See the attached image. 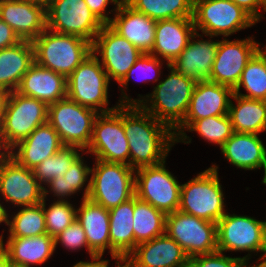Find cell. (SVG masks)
Segmentation results:
<instances>
[{"instance_id": "1", "label": "cell", "mask_w": 266, "mask_h": 267, "mask_svg": "<svg viewBox=\"0 0 266 267\" xmlns=\"http://www.w3.org/2000/svg\"><path fill=\"white\" fill-rule=\"evenodd\" d=\"M123 129L134 170L166 161L176 143L174 132L138 104H123Z\"/></svg>"}, {"instance_id": "2", "label": "cell", "mask_w": 266, "mask_h": 267, "mask_svg": "<svg viewBox=\"0 0 266 267\" xmlns=\"http://www.w3.org/2000/svg\"><path fill=\"white\" fill-rule=\"evenodd\" d=\"M167 68L166 79L159 81L151 94H139L142 99H137V104L174 132L184 122L196 81L170 65Z\"/></svg>"}, {"instance_id": "3", "label": "cell", "mask_w": 266, "mask_h": 267, "mask_svg": "<svg viewBox=\"0 0 266 267\" xmlns=\"http://www.w3.org/2000/svg\"><path fill=\"white\" fill-rule=\"evenodd\" d=\"M35 62L66 78L91 53V43L81 37L45 29L32 41Z\"/></svg>"}, {"instance_id": "4", "label": "cell", "mask_w": 266, "mask_h": 267, "mask_svg": "<svg viewBox=\"0 0 266 267\" xmlns=\"http://www.w3.org/2000/svg\"><path fill=\"white\" fill-rule=\"evenodd\" d=\"M47 120L46 103L23 96L16 91L6 93L0 125V139L6 151H10L17 143L26 139Z\"/></svg>"}, {"instance_id": "5", "label": "cell", "mask_w": 266, "mask_h": 267, "mask_svg": "<svg viewBox=\"0 0 266 267\" xmlns=\"http://www.w3.org/2000/svg\"><path fill=\"white\" fill-rule=\"evenodd\" d=\"M218 166L199 173L185 184H181L179 211L217 223L225 214L222 185Z\"/></svg>"}, {"instance_id": "6", "label": "cell", "mask_w": 266, "mask_h": 267, "mask_svg": "<svg viewBox=\"0 0 266 267\" xmlns=\"http://www.w3.org/2000/svg\"><path fill=\"white\" fill-rule=\"evenodd\" d=\"M88 199L111 210L135 196V170L124 163L96 159Z\"/></svg>"}, {"instance_id": "7", "label": "cell", "mask_w": 266, "mask_h": 267, "mask_svg": "<svg viewBox=\"0 0 266 267\" xmlns=\"http://www.w3.org/2000/svg\"><path fill=\"white\" fill-rule=\"evenodd\" d=\"M109 83L99 57L91 52L67 77V98L98 113L112 112L120 104L108 107Z\"/></svg>"}, {"instance_id": "8", "label": "cell", "mask_w": 266, "mask_h": 267, "mask_svg": "<svg viewBox=\"0 0 266 267\" xmlns=\"http://www.w3.org/2000/svg\"><path fill=\"white\" fill-rule=\"evenodd\" d=\"M193 24L210 38L229 37L257 22L230 0H193Z\"/></svg>"}, {"instance_id": "9", "label": "cell", "mask_w": 266, "mask_h": 267, "mask_svg": "<svg viewBox=\"0 0 266 267\" xmlns=\"http://www.w3.org/2000/svg\"><path fill=\"white\" fill-rule=\"evenodd\" d=\"M98 115L97 111L65 98L48 106L47 122L59 134L63 145L85 151L90 144Z\"/></svg>"}, {"instance_id": "10", "label": "cell", "mask_w": 266, "mask_h": 267, "mask_svg": "<svg viewBox=\"0 0 266 267\" xmlns=\"http://www.w3.org/2000/svg\"><path fill=\"white\" fill-rule=\"evenodd\" d=\"M85 0H48L46 28L61 34L81 37L91 44L103 27Z\"/></svg>"}, {"instance_id": "11", "label": "cell", "mask_w": 266, "mask_h": 267, "mask_svg": "<svg viewBox=\"0 0 266 267\" xmlns=\"http://www.w3.org/2000/svg\"><path fill=\"white\" fill-rule=\"evenodd\" d=\"M84 152L92 153L102 161L130 166V149L123 129V104L112 112L99 113L94 122L90 144Z\"/></svg>"}, {"instance_id": "12", "label": "cell", "mask_w": 266, "mask_h": 267, "mask_svg": "<svg viewBox=\"0 0 266 267\" xmlns=\"http://www.w3.org/2000/svg\"><path fill=\"white\" fill-rule=\"evenodd\" d=\"M165 162L135 170V196L167 215L179 209L181 184Z\"/></svg>"}, {"instance_id": "13", "label": "cell", "mask_w": 266, "mask_h": 267, "mask_svg": "<svg viewBox=\"0 0 266 267\" xmlns=\"http://www.w3.org/2000/svg\"><path fill=\"white\" fill-rule=\"evenodd\" d=\"M165 233L189 258L217 251V224L179 210L166 215Z\"/></svg>"}, {"instance_id": "14", "label": "cell", "mask_w": 266, "mask_h": 267, "mask_svg": "<svg viewBox=\"0 0 266 267\" xmlns=\"http://www.w3.org/2000/svg\"><path fill=\"white\" fill-rule=\"evenodd\" d=\"M216 224L218 251L258 253L266 246V221L226 213Z\"/></svg>"}, {"instance_id": "15", "label": "cell", "mask_w": 266, "mask_h": 267, "mask_svg": "<svg viewBox=\"0 0 266 267\" xmlns=\"http://www.w3.org/2000/svg\"><path fill=\"white\" fill-rule=\"evenodd\" d=\"M233 94L234 90L225 85L209 80L196 82L184 122L174 131L176 143H191L184 130L195 120L227 115Z\"/></svg>"}, {"instance_id": "16", "label": "cell", "mask_w": 266, "mask_h": 267, "mask_svg": "<svg viewBox=\"0 0 266 267\" xmlns=\"http://www.w3.org/2000/svg\"><path fill=\"white\" fill-rule=\"evenodd\" d=\"M91 52L99 54V62L111 78L119 83L143 53L109 24L103 25L91 44Z\"/></svg>"}, {"instance_id": "17", "label": "cell", "mask_w": 266, "mask_h": 267, "mask_svg": "<svg viewBox=\"0 0 266 267\" xmlns=\"http://www.w3.org/2000/svg\"><path fill=\"white\" fill-rule=\"evenodd\" d=\"M0 194L14 206H33L42 203L44 186L32 169L21 166L7 154L0 160Z\"/></svg>"}, {"instance_id": "18", "label": "cell", "mask_w": 266, "mask_h": 267, "mask_svg": "<svg viewBox=\"0 0 266 267\" xmlns=\"http://www.w3.org/2000/svg\"><path fill=\"white\" fill-rule=\"evenodd\" d=\"M252 37L219 41L209 81L234 89L251 58L261 49Z\"/></svg>"}, {"instance_id": "19", "label": "cell", "mask_w": 266, "mask_h": 267, "mask_svg": "<svg viewBox=\"0 0 266 267\" xmlns=\"http://www.w3.org/2000/svg\"><path fill=\"white\" fill-rule=\"evenodd\" d=\"M0 19L21 40L33 41L46 29V4L36 0H0Z\"/></svg>"}, {"instance_id": "20", "label": "cell", "mask_w": 266, "mask_h": 267, "mask_svg": "<svg viewBox=\"0 0 266 267\" xmlns=\"http://www.w3.org/2000/svg\"><path fill=\"white\" fill-rule=\"evenodd\" d=\"M129 267H189L190 258L166 233L140 243L124 259Z\"/></svg>"}, {"instance_id": "21", "label": "cell", "mask_w": 266, "mask_h": 267, "mask_svg": "<svg viewBox=\"0 0 266 267\" xmlns=\"http://www.w3.org/2000/svg\"><path fill=\"white\" fill-rule=\"evenodd\" d=\"M113 11L115 17L109 25L142 53H150L155 42L157 21L136 11L124 0Z\"/></svg>"}, {"instance_id": "22", "label": "cell", "mask_w": 266, "mask_h": 267, "mask_svg": "<svg viewBox=\"0 0 266 267\" xmlns=\"http://www.w3.org/2000/svg\"><path fill=\"white\" fill-rule=\"evenodd\" d=\"M62 146L64 145L59 134L46 122L39 125L26 139L12 147L8 155L21 166L34 169L45 159L53 156Z\"/></svg>"}, {"instance_id": "23", "label": "cell", "mask_w": 266, "mask_h": 267, "mask_svg": "<svg viewBox=\"0 0 266 267\" xmlns=\"http://www.w3.org/2000/svg\"><path fill=\"white\" fill-rule=\"evenodd\" d=\"M16 92L49 106L67 98V78L34 62L23 75Z\"/></svg>"}, {"instance_id": "24", "label": "cell", "mask_w": 266, "mask_h": 267, "mask_svg": "<svg viewBox=\"0 0 266 267\" xmlns=\"http://www.w3.org/2000/svg\"><path fill=\"white\" fill-rule=\"evenodd\" d=\"M195 32L192 18L159 20L156 22L154 46L149 54L164 59L170 65L185 49Z\"/></svg>"}, {"instance_id": "25", "label": "cell", "mask_w": 266, "mask_h": 267, "mask_svg": "<svg viewBox=\"0 0 266 267\" xmlns=\"http://www.w3.org/2000/svg\"><path fill=\"white\" fill-rule=\"evenodd\" d=\"M196 37H202V35L198 31L195 32L185 49L171 62L170 66L177 72L199 82L210 78L219 41L196 40Z\"/></svg>"}, {"instance_id": "26", "label": "cell", "mask_w": 266, "mask_h": 267, "mask_svg": "<svg viewBox=\"0 0 266 267\" xmlns=\"http://www.w3.org/2000/svg\"><path fill=\"white\" fill-rule=\"evenodd\" d=\"M4 246L3 235L0 245L8 255L11 267H31L46 262L55 251L54 237L47 233L32 237H7Z\"/></svg>"}, {"instance_id": "27", "label": "cell", "mask_w": 266, "mask_h": 267, "mask_svg": "<svg viewBox=\"0 0 266 267\" xmlns=\"http://www.w3.org/2000/svg\"><path fill=\"white\" fill-rule=\"evenodd\" d=\"M224 157L237 168L264 169L262 183L266 185V147L257 134L234 132L220 148Z\"/></svg>"}, {"instance_id": "28", "label": "cell", "mask_w": 266, "mask_h": 267, "mask_svg": "<svg viewBox=\"0 0 266 267\" xmlns=\"http://www.w3.org/2000/svg\"><path fill=\"white\" fill-rule=\"evenodd\" d=\"M76 219L85 231L89 249L96 256H103L106 249L110 253L109 210L83 198Z\"/></svg>"}, {"instance_id": "29", "label": "cell", "mask_w": 266, "mask_h": 267, "mask_svg": "<svg viewBox=\"0 0 266 267\" xmlns=\"http://www.w3.org/2000/svg\"><path fill=\"white\" fill-rule=\"evenodd\" d=\"M133 212L134 197L109 210L110 254L114 260H124L135 249Z\"/></svg>"}, {"instance_id": "30", "label": "cell", "mask_w": 266, "mask_h": 267, "mask_svg": "<svg viewBox=\"0 0 266 267\" xmlns=\"http://www.w3.org/2000/svg\"><path fill=\"white\" fill-rule=\"evenodd\" d=\"M35 62L32 41L22 40L14 46L0 49V90L16 91L23 75Z\"/></svg>"}, {"instance_id": "31", "label": "cell", "mask_w": 266, "mask_h": 267, "mask_svg": "<svg viewBox=\"0 0 266 267\" xmlns=\"http://www.w3.org/2000/svg\"><path fill=\"white\" fill-rule=\"evenodd\" d=\"M228 115L233 131L244 134H258L266 131V101L249 99L233 94Z\"/></svg>"}, {"instance_id": "32", "label": "cell", "mask_w": 266, "mask_h": 267, "mask_svg": "<svg viewBox=\"0 0 266 267\" xmlns=\"http://www.w3.org/2000/svg\"><path fill=\"white\" fill-rule=\"evenodd\" d=\"M165 226L166 214L164 212L134 196L133 231L135 248L140 243L165 234Z\"/></svg>"}, {"instance_id": "33", "label": "cell", "mask_w": 266, "mask_h": 267, "mask_svg": "<svg viewBox=\"0 0 266 267\" xmlns=\"http://www.w3.org/2000/svg\"><path fill=\"white\" fill-rule=\"evenodd\" d=\"M82 158L84 157L80 156L64 176L52 179L47 184V187H50L49 191L44 187V199H47V195L52 192L54 196L58 197V201H66L65 198L67 199L69 196L83 189L86 181L88 184L83 189L85 192L82 199L88 197L90 191V179H88V176H90L91 168L84 163Z\"/></svg>"}, {"instance_id": "34", "label": "cell", "mask_w": 266, "mask_h": 267, "mask_svg": "<svg viewBox=\"0 0 266 267\" xmlns=\"http://www.w3.org/2000/svg\"><path fill=\"white\" fill-rule=\"evenodd\" d=\"M244 87L248 94L240 93ZM234 94L249 99L266 101V46L260 49L246 64L237 86L233 89Z\"/></svg>"}, {"instance_id": "35", "label": "cell", "mask_w": 266, "mask_h": 267, "mask_svg": "<svg viewBox=\"0 0 266 267\" xmlns=\"http://www.w3.org/2000/svg\"><path fill=\"white\" fill-rule=\"evenodd\" d=\"M147 17L159 21L172 18H192L193 0H124Z\"/></svg>"}, {"instance_id": "36", "label": "cell", "mask_w": 266, "mask_h": 267, "mask_svg": "<svg viewBox=\"0 0 266 267\" xmlns=\"http://www.w3.org/2000/svg\"><path fill=\"white\" fill-rule=\"evenodd\" d=\"M7 213L8 237H32L47 233L43 205L23 206L16 214Z\"/></svg>"}, {"instance_id": "37", "label": "cell", "mask_w": 266, "mask_h": 267, "mask_svg": "<svg viewBox=\"0 0 266 267\" xmlns=\"http://www.w3.org/2000/svg\"><path fill=\"white\" fill-rule=\"evenodd\" d=\"M79 151L84 152L79 147L64 145L53 156L38 164L32 170L39 184L41 186L44 183V185H47L52 179L64 176L72 164L81 156Z\"/></svg>"}, {"instance_id": "38", "label": "cell", "mask_w": 266, "mask_h": 267, "mask_svg": "<svg viewBox=\"0 0 266 267\" xmlns=\"http://www.w3.org/2000/svg\"><path fill=\"white\" fill-rule=\"evenodd\" d=\"M186 131H195L205 141L215 143L220 148L234 133L228 114L195 120Z\"/></svg>"}, {"instance_id": "39", "label": "cell", "mask_w": 266, "mask_h": 267, "mask_svg": "<svg viewBox=\"0 0 266 267\" xmlns=\"http://www.w3.org/2000/svg\"><path fill=\"white\" fill-rule=\"evenodd\" d=\"M162 61L163 60L159 59L158 57H155L154 55H151L149 53H143V55H141L139 59L135 62V64L129 69V71L124 76V78L118 83L121 87V91L123 95V96L121 95V99L118 100L119 101L118 103L119 104H137V99L129 98L126 95V93H124L125 92L124 90L128 88L127 85H128V82L130 81L131 76H133L134 74H137L136 71H138L139 75H137V77H134L135 79L137 78L136 80L141 79V81L147 82V80L151 81L152 79H154V81L157 82L159 81L158 78L160 77V74H161L160 70L162 67L161 66ZM154 72L155 74H158L159 76L157 77L153 76Z\"/></svg>"}, {"instance_id": "40", "label": "cell", "mask_w": 266, "mask_h": 267, "mask_svg": "<svg viewBox=\"0 0 266 267\" xmlns=\"http://www.w3.org/2000/svg\"><path fill=\"white\" fill-rule=\"evenodd\" d=\"M41 204L43 205L46 231L49 236H57L76 220L77 209L70 201L57 200L46 208V200L43 199Z\"/></svg>"}, {"instance_id": "41", "label": "cell", "mask_w": 266, "mask_h": 267, "mask_svg": "<svg viewBox=\"0 0 266 267\" xmlns=\"http://www.w3.org/2000/svg\"><path fill=\"white\" fill-rule=\"evenodd\" d=\"M221 251L190 258L189 267H248L251 254L244 257H227Z\"/></svg>"}, {"instance_id": "42", "label": "cell", "mask_w": 266, "mask_h": 267, "mask_svg": "<svg viewBox=\"0 0 266 267\" xmlns=\"http://www.w3.org/2000/svg\"><path fill=\"white\" fill-rule=\"evenodd\" d=\"M55 249L59 242L63 247L69 250H80L82 247H86L91 258L96 256L88 246L85 231L77 219L68 226L63 232L54 237Z\"/></svg>"}, {"instance_id": "43", "label": "cell", "mask_w": 266, "mask_h": 267, "mask_svg": "<svg viewBox=\"0 0 266 267\" xmlns=\"http://www.w3.org/2000/svg\"><path fill=\"white\" fill-rule=\"evenodd\" d=\"M122 0H85L91 12L97 17L104 25L110 24L112 18L107 16L110 11L106 13L109 3H113L117 8Z\"/></svg>"}, {"instance_id": "44", "label": "cell", "mask_w": 266, "mask_h": 267, "mask_svg": "<svg viewBox=\"0 0 266 267\" xmlns=\"http://www.w3.org/2000/svg\"><path fill=\"white\" fill-rule=\"evenodd\" d=\"M237 6L242 8L246 13H248L256 22H259L261 17L259 9L262 7L263 11L266 12V5L263 0H230Z\"/></svg>"}, {"instance_id": "45", "label": "cell", "mask_w": 266, "mask_h": 267, "mask_svg": "<svg viewBox=\"0 0 266 267\" xmlns=\"http://www.w3.org/2000/svg\"><path fill=\"white\" fill-rule=\"evenodd\" d=\"M20 41L15 31L0 19V49L14 46Z\"/></svg>"}, {"instance_id": "46", "label": "cell", "mask_w": 266, "mask_h": 267, "mask_svg": "<svg viewBox=\"0 0 266 267\" xmlns=\"http://www.w3.org/2000/svg\"><path fill=\"white\" fill-rule=\"evenodd\" d=\"M102 258V256H94L91 258L92 261H79L73 267H109V260H103Z\"/></svg>"}, {"instance_id": "47", "label": "cell", "mask_w": 266, "mask_h": 267, "mask_svg": "<svg viewBox=\"0 0 266 267\" xmlns=\"http://www.w3.org/2000/svg\"><path fill=\"white\" fill-rule=\"evenodd\" d=\"M0 267H11L6 251L0 245Z\"/></svg>"}, {"instance_id": "48", "label": "cell", "mask_w": 266, "mask_h": 267, "mask_svg": "<svg viewBox=\"0 0 266 267\" xmlns=\"http://www.w3.org/2000/svg\"><path fill=\"white\" fill-rule=\"evenodd\" d=\"M7 220V210L6 208L3 206V204L0 203V224L6 223Z\"/></svg>"}, {"instance_id": "49", "label": "cell", "mask_w": 266, "mask_h": 267, "mask_svg": "<svg viewBox=\"0 0 266 267\" xmlns=\"http://www.w3.org/2000/svg\"><path fill=\"white\" fill-rule=\"evenodd\" d=\"M6 97V93L2 90H0V125L2 121V111H3V104Z\"/></svg>"}, {"instance_id": "50", "label": "cell", "mask_w": 266, "mask_h": 267, "mask_svg": "<svg viewBox=\"0 0 266 267\" xmlns=\"http://www.w3.org/2000/svg\"><path fill=\"white\" fill-rule=\"evenodd\" d=\"M262 253H263V256H260L261 258H259V260H262L261 263H259L257 265H253L251 267H266V246L262 250Z\"/></svg>"}, {"instance_id": "51", "label": "cell", "mask_w": 266, "mask_h": 267, "mask_svg": "<svg viewBox=\"0 0 266 267\" xmlns=\"http://www.w3.org/2000/svg\"><path fill=\"white\" fill-rule=\"evenodd\" d=\"M7 154H8V151H6L0 139V160L4 158Z\"/></svg>"}, {"instance_id": "52", "label": "cell", "mask_w": 266, "mask_h": 267, "mask_svg": "<svg viewBox=\"0 0 266 267\" xmlns=\"http://www.w3.org/2000/svg\"><path fill=\"white\" fill-rule=\"evenodd\" d=\"M121 263H122V265H121ZM123 263H124V265H123ZM115 266H117V267H125V261L124 260L116 261V265Z\"/></svg>"}, {"instance_id": "53", "label": "cell", "mask_w": 266, "mask_h": 267, "mask_svg": "<svg viewBox=\"0 0 266 267\" xmlns=\"http://www.w3.org/2000/svg\"><path fill=\"white\" fill-rule=\"evenodd\" d=\"M36 1H39V2H42V3H47L48 2V0H36Z\"/></svg>"}]
</instances>
